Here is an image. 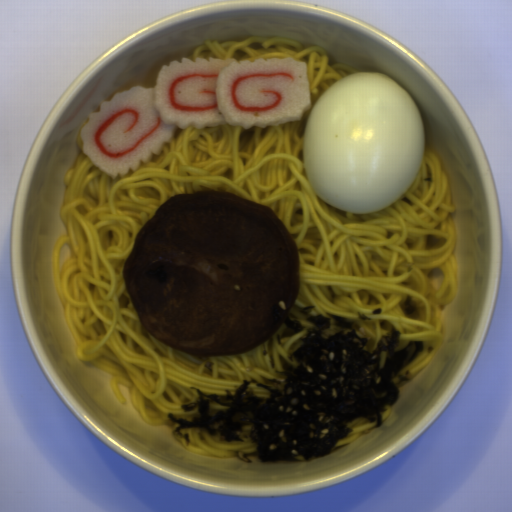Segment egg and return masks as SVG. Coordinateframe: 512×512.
<instances>
[{
    "label": "egg",
    "mask_w": 512,
    "mask_h": 512,
    "mask_svg": "<svg viewBox=\"0 0 512 512\" xmlns=\"http://www.w3.org/2000/svg\"><path fill=\"white\" fill-rule=\"evenodd\" d=\"M303 163L319 199L373 213L402 197L424 157L421 112L388 74L359 71L329 87L305 122Z\"/></svg>",
    "instance_id": "1"
}]
</instances>
